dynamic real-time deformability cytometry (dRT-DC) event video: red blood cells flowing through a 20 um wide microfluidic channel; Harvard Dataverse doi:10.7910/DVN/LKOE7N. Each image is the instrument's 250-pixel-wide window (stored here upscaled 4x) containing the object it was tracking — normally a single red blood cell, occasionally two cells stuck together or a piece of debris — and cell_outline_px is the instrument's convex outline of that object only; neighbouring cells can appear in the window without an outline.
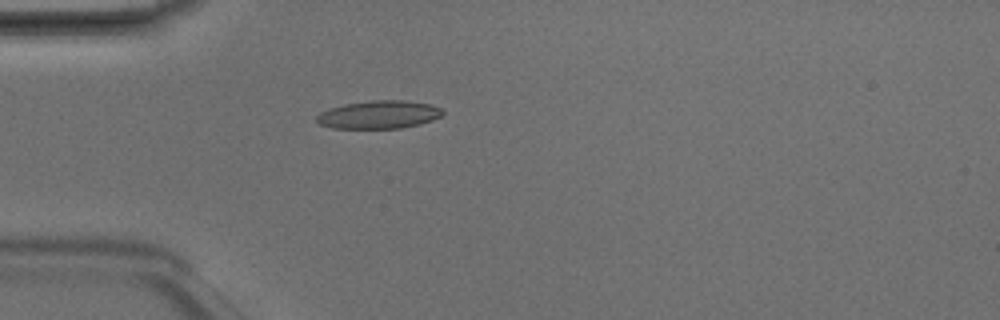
{"species": "Egyptian fruit bat (a non-hibernating species)", "species_latin": "Rousettus aegyptiacus", "temperature_condition": "room temperature", "stored_images_in_passage": 4, "camera_frame_rate_fps": 3000, "um_per_image_px": 0.085, "animal": {"sex": "male"}, "frame": {"image": 1, "passage_image": 4, "time_ms": 1.0, "image_size_px": [1000, 320], "cell_outline_px": [[444, 112], [440, 116], [432, 120], [420, 124], [400, 128], [332, 128], [320, 124], [316, 120], [316, 116], [320, 112], [328, 108], [344, 104], [372, 100], [404, 100], [432, 104], [440, 108]], "centroid_in_image_um": [32.19, 9.73], "position_along_channel_um": 52.8, "area_um2": 20.63}}